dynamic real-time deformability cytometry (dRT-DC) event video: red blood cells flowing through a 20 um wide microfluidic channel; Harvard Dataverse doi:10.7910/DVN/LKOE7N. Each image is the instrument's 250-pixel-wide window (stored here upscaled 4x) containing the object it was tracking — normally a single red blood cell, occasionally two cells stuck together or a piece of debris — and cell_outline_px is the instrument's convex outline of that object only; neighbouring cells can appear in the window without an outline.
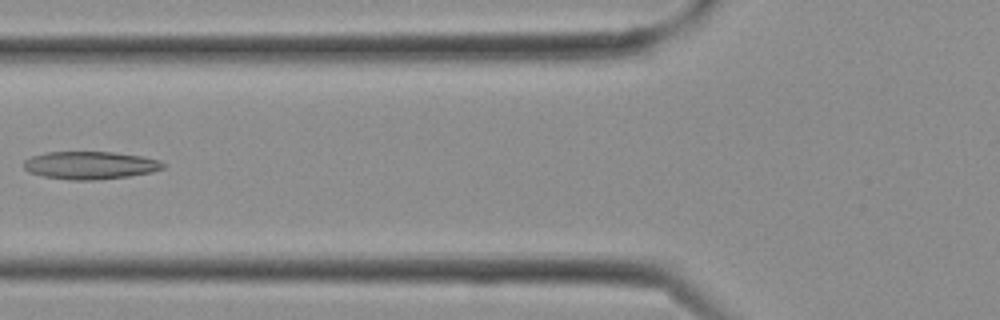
{"species": "Egyptian fruit bat (a non-hibernating species)", "species_latin": "Rousettus aegyptiacus", "temperature_condition": "cold", "stored_images_in_passage": 22, "camera_frame_rate_fps": 3000, "um_per_image_px": 0.085, "frame": {"image": 1, "passage_image": 5, "time_ms": 1.333, "image_size_px": [1000, 320], "cell_outline_px": [[164, 168], [152, 172], [128, 176], [96, 180], [72, 180], [44, 176], [28, 172], [24, 168], [24, 160], [32, 156], [48, 152], [112, 152], [144, 156], [160, 160], [164, 164]], "centroid_in_image_um": [7.68, 14.04], "position_along_channel_um": 118.1, "area_um2": 22.54}}
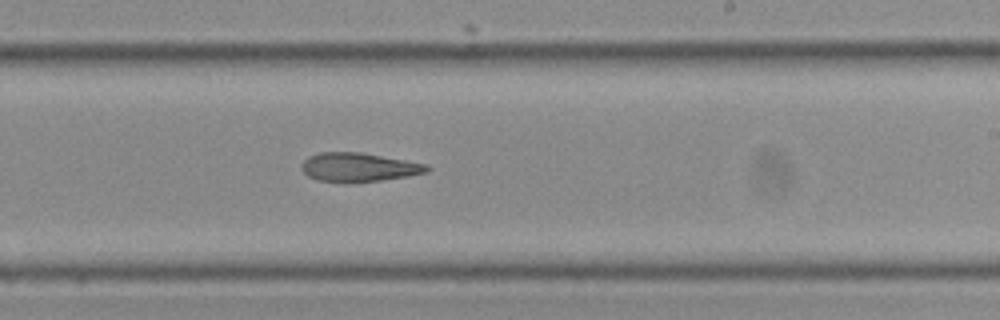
{"frame": {"image": 2, "passage_image": 11, "time_ms": 3.333, "image_size_px": [1000, 320], "cell_outline_px": [[432, 168], [428, 172], [408, 176], [352, 184], [344, 184], [316, 180], [308, 176], [300, 168], [300, 164], [308, 156], [320, 152], [360, 152], [428, 164]], "centroid_in_image_um": [30.46, 14.24], "position_along_channel_um": 258.5, "area_um2": 21.62}}
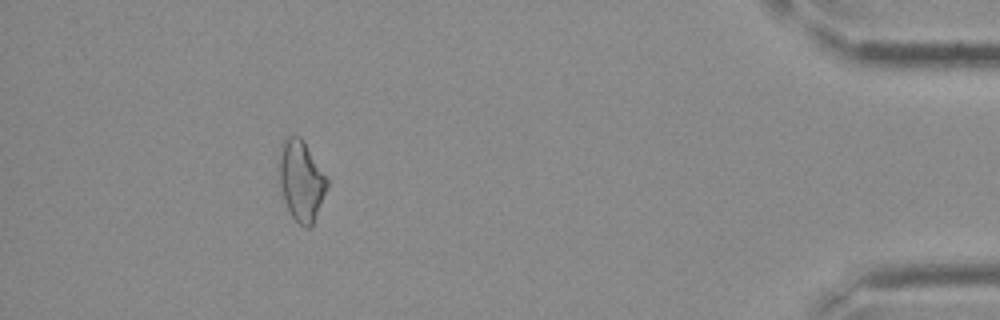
{"frame": {"image": 3, "passage_image": 20, "time_ms": 6.333, "image_size_px": [1000, 320], "cell_outline_px": [[328, 184], [312, 228], [304, 228], [292, 216], [284, 200], [276, 168], [276, 164], [280, 144], [288, 136], [300, 136], [304, 140], [328, 180]], "centroid_in_image_um": [25.56, 15.32], "position_along_channel_um": 409.6, "area_um2": 22.83}}